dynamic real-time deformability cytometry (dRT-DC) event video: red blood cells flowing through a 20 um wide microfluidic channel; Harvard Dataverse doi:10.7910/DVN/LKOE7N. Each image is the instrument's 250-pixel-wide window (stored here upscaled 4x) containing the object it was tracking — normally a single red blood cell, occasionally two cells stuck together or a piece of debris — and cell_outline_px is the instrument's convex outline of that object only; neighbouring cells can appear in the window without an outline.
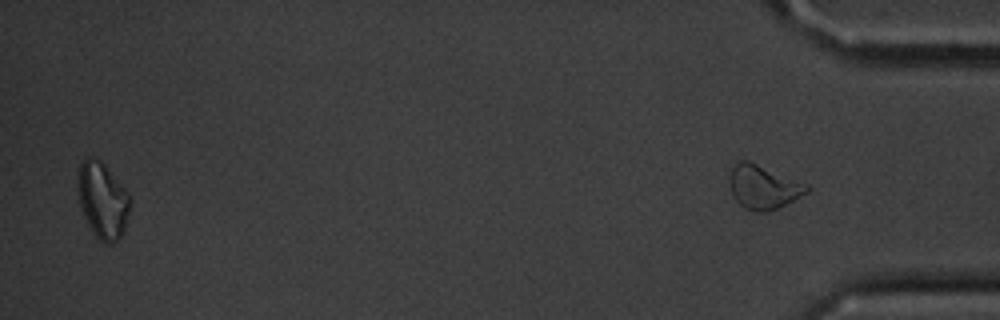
{"species": "common noctule bat (a hibernating species)", "species_latin": "Nyctalus noctula", "temperature_condition": "cold", "stored_images_in_passage": 11, "segment_of_instrument_passage": [2, 2], "camera_frame_rate_fps": 3000, "um_per_image_px": 0.085, "animal": {"sex": "male", "body_mass_g": 20.1, "forearm_length_mm": 53.5}, "frame": {"image": 1, "passage_image": 11, "time_ms": 12.333, "image_size_px": [1000, 320], "cell_outline_px": [[812, 188], [808, 192], [768, 212], [756, 212], [744, 208], [732, 196], [728, 180], [732, 168], [740, 160], [748, 160], [808, 184]], "centroid_in_image_um": [64.87, 15.89], "position_along_channel_um": 370.3, "area_um2": 19.71}}